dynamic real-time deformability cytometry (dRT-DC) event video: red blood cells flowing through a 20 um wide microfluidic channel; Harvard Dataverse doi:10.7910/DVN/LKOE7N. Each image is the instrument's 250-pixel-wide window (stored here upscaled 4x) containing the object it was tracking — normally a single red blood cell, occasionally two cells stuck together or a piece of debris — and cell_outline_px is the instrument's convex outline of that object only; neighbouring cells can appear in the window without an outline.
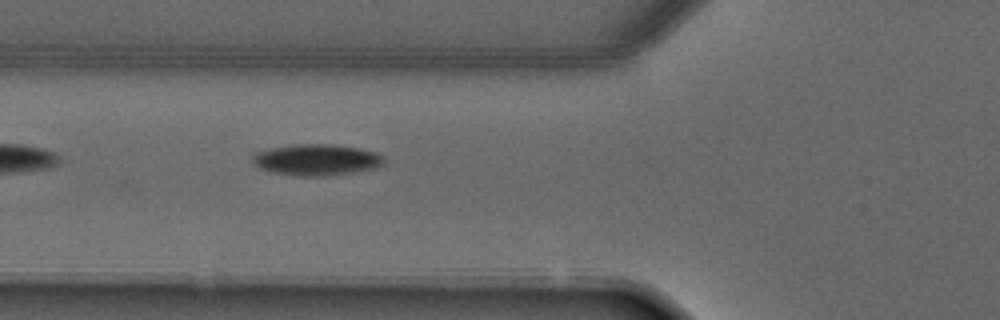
{"species": "common noctule bat (a hibernating species)", "species_latin": "Nyctalus noctula", "temperature_condition": "warm", "stored_images_in_passage": 4, "camera_frame_rate_fps": 3000, "um_per_image_px": 0.085, "animal": {"sex": "male", "forearm_length_mm": 52.5}, "frame": {"image": 1, "passage_image": 4, "time_ms": 4.0, "image_size_px": [1000, 320], "cell_outline_px": [[384, 164], [380, 168], [356, 172], [324, 176], [292, 176], [272, 172], [260, 168], [252, 160], [252, 156], [256, 152], [272, 148], [296, 144], [332, 144], [360, 148], [376, 152], [384, 160]], "centroid_in_image_um": [26.94, 13.59], "position_along_channel_um": 98.9, "area_um2": 24.1}}